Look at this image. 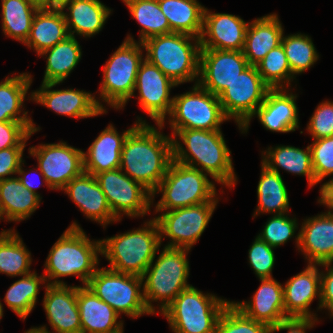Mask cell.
Returning a JSON list of instances; mask_svg holds the SVG:
<instances>
[{"label": "cell", "instance_id": "6da1fadb", "mask_svg": "<svg viewBox=\"0 0 333 333\" xmlns=\"http://www.w3.org/2000/svg\"><path fill=\"white\" fill-rule=\"evenodd\" d=\"M152 125L138 124L125 139L120 169L151 193L158 187L173 160V140Z\"/></svg>", "mask_w": 333, "mask_h": 333}, {"label": "cell", "instance_id": "7a4b0ae2", "mask_svg": "<svg viewBox=\"0 0 333 333\" xmlns=\"http://www.w3.org/2000/svg\"><path fill=\"white\" fill-rule=\"evenodd\" d=\"M222 134L221 130H177L171 135L173 160L196 169L201 166L200 171L211 176L217 183L232 189L237 177L231 151ZM178 140L182 141L186 148Z\"/></svg>", "mask_w": 333, "mask_h": 333}, {"label": "cell", "instance_id": "3957f363", "mask_svg": "<svg viewBox=\"0 0 333 333\" xmlns=\"http://www.w3.org/2000/svg\"><path fill=\"white\" fill-rule=\"evenodd\" d=\"M99 253L101 240L91 241L79 224L73 222L50 249L44 264L46 284L66 285L58 278L74 275L86 285L98 268Z\"/></svg>", "mask_w": 333, "mask_h": 333}, {"label": "cell", "instance_id": "277c9868", "mask_svg": "<svg viewBox=\"0 0 333 333\" xmlns=\"http://www.w3.org/2000/svg\"><path fill=\"white\" fill-rule=\"evenodd\" d=\"M142 44L146 51L144 58L174 83L179 85L195 80V84H198L201 50L199 38L171 32L150 37Z\"/></svg>", "mask_w": 333, "mask_h": 333}, {"label": "cell", "instance_id": "5b68a950", "mask_svg": "<svg viewBox=\"0 0 333 333\" xmlns=\"http://www.w3.org/2000/svg\"><path fill=\"white\" fill-rule=\"evenodd\" d=\"M161 247L160 229L155 218L144 227L101 240V256L109 269L142 277Z\"/></svg>", "mask_w": 333, "mask_h": 333}, {"label": "cell", "instance_id": "8992f818", "mask_svg": "<svg viewBox=\"0 0 333 333\" xmlns=\"http://www.w3.org/2000/svg\"><path fill=\"white\" fill-rule=\"evenodd\" d=\"M189 251V249L163 247L156 262L153 260L144 272L143 296L151 314L157 313L152 302L161 301L158 311L162 313L182 290L191 286L187 282L190 275L187 259Z\"/></svg>", "mask_w": 333, "mask_h": 333}, {"label": "cell", "instance_id": "52a82bcc", "mask_svg": "<svg viewBox=\"0 0 333 333\" xmlns=\"http://www.w3.org/2000/svg\"><path fill=\"white\" fill-rule=\"evenodd\" d=\"M207 176L199 169L172 160L166 175L152 192V204L155 194L162 193L161 199L155 205V212L218 202L216 186Z\"/></svg>", "mask_w": 333, "mask_h": 333}, {"label": "cell", "instance_id": "ba28073f", "mask_svg": "<svg viewBox=\"0 0 333 333\" xmlns=\"http://www.w3.org/2000/svg\"><path fill=\"white\" fill-rule=\"evenodd\" d=\"M231 301L203 293L194 286L182 290L161 313L174 333H215L223 310Z\"/></svg>", "mask_w": 333, "mask_h": 333}, {"label": "cell", "instance_id": "9c48e42d", "mask_svg": "<svg viewBox=\"0 0 333 333\" xmlns=\"http://www.w3.org/2000/svg\"><path fill=\"white\" fill-rule=\"evenodd\" d=\"M142 49L143 44L128 35L103 66L99 98L116 110L122 109L135 96L136 76L144 60Z\"/></svg>", "mask_w": 333, "mask_h": 333}, {"label": "cell", "instance_id": "30bf717a", "mask_svg": "<svg viewBox=\"0 0 333 333\" xmlns=\"http://www.w3.org/2000/svg\"><path fill=\"white\" fill-rule=\"evenodd\" d=\"M86 286L119 315L123 313L137 319L151 314L145 305L140 276L98 267Z\"/></svg>", "mask_w": 333, "mask_h": 333}, {"label": "cell", "instance_id": "8fae6325", "mask_svg": "<svg viewBox=\"0 0 333 333\" xmlns=\"http://www.w3.org/2000/svg\"><path fill=\"white\" fill-rule=\"evenodd\" d=\"M169 124L174 134L177 130H221V124L229 120L223 113L219 97L194 84L192 91L173 97Z\"/></svg>", "mask_w": 333, "mask_h": 333}, {"label": "cell", "instance_id": "7c38bea8", "mask_svg": "<svg viewBox=\"0 0 333 333\" xmlns=\"http://www.w3.org/2000/svg\"><path fill=\"white\" fill-rule=\"evenodd\" d=\"M271 88L250 65L218 96L225 116L247 133L250 121Z\"/></svg>", "mask_w": 333, "mask_h": 333}, {"label": "cell", "instance_id": "4fadbf2b", "mask_svg": "<svg viewBox=\"0 0 333 333\" xmlns=\"http://www.w3.org/2000/svg\"><path fill=\"white\" fill-rule=\"evenodd\" d=\"M218 202H205L171 211H163L155 217L163 236L168 237L165 247L189 249L199 240L206 229Z\"/></svg>", "mask_w": 333, "mask_h": 333}, {"label": "cell", "instance_id": "5bb4252c", "mask_svg": "<svg viewBox=\"0 0 333 333\" xmlns=\"http://www.w3.org/2000/svg\"><path fill=\"white\" fill-rule=\"evenodd\" d=\"M95 177L118 220H121L124 214L140 217L150 212L152 193L120 168L99 173Z\"/></svg>", "mask_w": 333, "mask_h": 333}, {"label": "cell", "instance_id": "9a60e30c", "mask_svg": "<svg viewBox=\"0 0 333 333\" xmlns=\"http://www.w3.org/2000/svg\"><path fill=\"white\" fill-rule=\"evenodd\" d=\"M83 152L62 141L29 148V154L38 160L43 183L51 190H62L84 172Z\"/></svg>", "mask_w": 333, "mask_h": 333}, {"label": "cell", "instance_id": "2e32d148", "mask_svg": "<svg viewBox=\"0 0 333 333\" xmlns=\"http://www.w3.org/2000/svg\"><path fill=\"white\" fill-rule=\"evenodd\" d=\"M175 86L178 85L147 59L144 58L140 63L134 92L138 89L140 107L161 130L167 119L166 115L169 116L172 109L173 97L169 96L171 88Z\"/></svg>", "mask_w": 333, "mask_h": 333}, {"label": "cell", "instance_id": "e0dca14e", "mask_svg": "<svg viewBox=\"0 0 333 333\" xmlns=\"http://www.w3.org/2000/svg\"><path fill=\"white\" fill-rule=\"evenodd\" d=\"M249 66L242 51L201 49L198 84L219 96Z\"/></svg>", "mask_w": 333, "mask_h": 333}, {"label": "cell", "instance_id": "ac0fdd59", "mask_svg": "<svg viewBox=\"0 0 333 333\" xmlns=\"http://www.w3.org/2000/svg\"><path fill=\"white\" fill-rule=\"evenodd\" d=\"M60 82L42 83L39 90L31 92L30 100L36 101L60 115L72 118H88L106 114L100 99L90 92L78 89L51 90Z\"/></svg>", "mask_w": 333, "mask_h": 333}, {"label": "cell", "instance_id": "d6986e66", "mask_svg": "<svg viewBox=\"0 0 333 333\" xmlns=\"http://www.w3.org/2000/svg\"><path fill=\"white\" fill-rule=\"evenodd\" d=\"M43 307L53 333H81L77 305V286L45 285ZM39 333H50L46 326L33 327Z\"/></svg>", "mask_w": 333, "mask_h": 333}, {"label": "cell", "instance_id": "ffe728a7", "mask_svg": "<svg viewBox=\"0 0 333 333\" xmlns=\"http://www.w3.org/2000/svg\"><path fill=\"white\" fill-rule=\"evenodd\" d=\"M250 22L228 13H212L204 9L201 49L242 51Z\"/></svg>", "mask_w": 333, "mask_h": 333}, {"label": "cell", "instance_id": "44dd1931", "mask_svg": "<svg viewBox=\"0 0 333 333\" xmlns=\"http://www.w3.org/2000/svg\"><path fill=\"white\" fill-rule=\"evenodd\" d=\"M295 241L308 264L333 262V213L326 211L305 219Z\"/></svg>", "mask_w": 333, "mask_h": 333}, {"label": "cell", "instance_id": "7402d4cb", "mask_svg": "<svg viewBox=\"0 0 333 333\" xmlns=\"http://www.w3.org/2000/svg\"><path fill=\"white\" fill-rule=\"evenodd\" d=\"M318 264H308L307 267L291 277L283 285L284 307L286 317L317 318L310 311V305L316 297L321 298V273Z\"/></svg>", "mask_w": 333, "mask_h": 333}, {"label": "cell", "instance_id": "603a6c76", "mask_svg": "<svg viewBox=\"0 0 333 333\" xmlns=\"http://www.w3.org/2000/svg\"><path fill=\"white\" fill-rule=\"evenodd\" d=\"M84 215L103 227L118 220L112 213L96 177L83 172L63 189Z\"/></svg>", "mask_w": 333, "mask_h": 333}, {"label": "cell", "instance_id": "cb8c5ba5", "mask_svg": "<svg viewBox=\"0 0 333 333\" xmlns=\"http://www.w3.org/2000/svg\"><path fill=\"white\" fill-rule=\"evenodd\" d=\"M136 123L122 134L112 124H108L83 152L84 172L96 176L99 173L120 168L121 151L128 134L138 125L146 124L142 117L137 118Z\"/></svg>", "mask_w": 333, "mask_h": 333}, {"label": "cell", "instance_id": "d4e9b609", "mask_svg": "<svg viewBox=\"0 0 333 333\" xmlns=\"http://www.w3.org/2000/svg\"><path fill=\"white\" fill-rule=\"evenodd\" d=\"M296 99L297 95L289 93L287 88L270 89L253 117L257 116L266 130L293 132L299 128Z\"/></svg>", "mask_w": 333, "mask_h": 333}, {"label": "cell", "instance_id": "484cf974", "mask_svg": "<svg viewBox=\"0 0 333 333\" xmlns=\"http://www.w3.org/2000/svg\"><path fill=\"white\" fill-rule=\"evenodd\" d=\"M261 285L252 300L231 303L245 316L273 327L285 315L283 285L273 278L260 279Z\"/></svg>", "mask_w": 333, "mask_h": 333}, {"label": "cell", "instance_id": "4316f807", "mask_svg": "<svg viewBox=\"0 0 333 333\" xmlns=\"http://www.w3.org/2000/svg\"><path fill=\"white\" fill-rule=\"evenodd\" d=\"M81 333H118L123 330L119 314L86 285L77 286Z\"/></svg>", "mask_w": 333, "mask_h": 333}, {"label": "cell", "instance_id": "83f0119b", "mask_svg": "<svg viewBox=\"0 0 333 333\" xmlns=\"http://www.w3.org/2000/svg\"><path fill=\"white\" fill-rule=\"evenodd\" d=\"M283 34L284 28L276 13L251 21L242 50L249 65L256 66L270 50L279 46Z\"/></svg>", "mask_w": 333, "mask_h": 333}, {"label": "cell", "instance_id": "f1b7e54d", "mask_svg": "<svg viewBox=\"0 0 333 333\" xmlns=\"http://www.w3.org/2000/svg\"><path fill=\"white\" fill-rule=\"evenodd\" d=\"M31 83V74L28 73L8 76L0 82V122H20L30 132L36 133L40 127H36L28 111L22 110Z\"/></svg>", "mask_w": 333, "mask_h": 333}, {"label": "cell", "instance_id": "f546056e", "mask_svg": "<svg viewBox=\"0 0 333 333\" xmlns=\"http://www.w3.org/2000/svg\"><path fill=\"white\" fill-rule=\"evenodd\" d=\"M67 9L69 12H64ZM100 0H75L62 9L70 36L91 37L98 34L111 14Z\"/></svg>", "mask_w": 333, "mask_h": 333}, {"label": "cell", "instance_id": "4dcf8cb0", "mask_svg": "<svg viewBox=\"0 0 333 333\" xmlns=\"http://www.w3.org/2000/svg\"><path fill=\"white\" fill-rule=\"evenodd\" d=\"M69 35L62 10L38 9L30 34L24 45L36 51L37 55L54 47Z\"/></svg>", "mask_w": 333, "mask_h": 333}, {"label": "cell", "instance_id": "1f68e13d", "mask_svg": "<svg viewBox=\"0 0 333 333\" xmlns=\"http://www.w3.org/2000/svg\"><path fill=\"white\" fill-rule=\"evenodd\" d=\"M41 199L25 188L17 177L0 180V213L6 221L26 220L39 207Z\"/></svg>", "mask_w": 333, "mask_h": 333}, {"label": "cell", "instance_id": "d6a6232c", "mask_svg": "<svg viewBox=\"0 0 333 333\" xmlns=\"http://www.w3.org/2000/svg\"><path fill=\"white\" fill-rule=\"evenodd\" d=\"M262 156V163L270 170L280 173L278 169L281 168L292 174L306 176L310 188L318 184L312 167L309 145L306 149L289 145L269 147L264 153L262 152Z\"/></svg>", "mask_w": 333, "mask_h": 333}, {"label": "cell", "instance_id": "836d02e7", "mask_svg": "<svg viewBox=\"0 0 333 333\" xmlns=\"http://www.w3.org/2000/svg\"><path fill=\"white\" fill-rule=\"evenodd\" d=\"M171 32L185 33L200 38L205 7L197 0H158Z\"/></svg>", "mask_w": 333, "mask_h": 333}, {"label": "cell", "instance_id": "e575fe53", "mask_svg": "<svg viewBox=\"0 0 333 333\" xmlns=\"http://www.w3.org/2000/svg\"><path fill=\"white\" fill-rule=\"evenodd\" d=\"M39 56H47L42 83L64 82L81 60L82 50L75 36H68Z\"/></svg>", "mask_w": 333, "mask_h": 333}, {"label": "cell", "instance_id": "d590c367", "mask_svg": "<svg viewBox=\"0 0 333 333\" xmlns=\"http://www.w3.org/2000/svg\"><path fill=\"white\" fill-rule=\"evenodd\" d=\"M258 206L254 216L261 213L282 215L289 213V198L280 173L261 163V175L257 186Z\"/></svg>", "mask_w": 333, "mask_h": 333}, {"label": "cell", "instance_id": "8d00e7d4", "mask_svg": "<svg viewBox=\"0 0 333 333\" xmlns=\"http://www.w3.org/2000/svg\"><path fill=\"white\" fill-rule=\"evenodd\" d=\"M31 253L15 229L0 233V273L16 277L30 274Z\"/></svg>", "mask_w": 333, "mask_h": 333}, {"label": "cell", "instance_id": "74e56055", "mask_svg": "<svg viewBox=\"0 0 333 333\" xmlns=\"http://www.w3.org/2000/svg\"><path fill=\"white\" fill-rule=\"evenodd\" d=\"M2 31L5 36L25 43L38 11L30 0H2Z\"/></svg>", "mask_w": 333, "mask_h": 333}, {"label": "cell", "instance_id": "f35d334b", "mask_svg": "<svg viewBox=\"0 0 333 333\" xmlns=\"http://www.w3.org/2000/svg\"><path fill=\"white\" fill-rule=\"evenodd\" d=\"M45 283V276L43 274L38 276L36 271H33L9 287L4 301L14 313L25 320L35 308L40 285Z\"/></svg>", "mask_w": 333, "mask_h": 333}, {"label": "cell", "instance_id": "ab89813d", "mask_svg": "<svg viewBox=\"0 0 333 333\" xmlns=\"http://www.w3.org/2000/svg\"><path fill=\"white\" fill-rule=\"evenodd\" d=\"M128 7L131 16L141 25L139 42L170 33L166 16L161 11L158 0H122Z\"/></svg>", "mask_w": 333, "mask_h": 333}, {"label": "cell", "instance_id": "60d3db41", "mask_svg": "<svg viewBox=\"0 0 333 333\" xmlns=\"http://www.w3.org/2000/svg\"><path fill=\"white\" fill-rule=\"evenodd\" d=\"M281 44L294 77L311 68L319 59V54L308 35L297 33L284 36L283 34Z\"/></svg>", "mask_w": 333, "mask_h": 333}, {"label": "cell", "instance_id": "b9f144b4", "mask_svg": "<svg viewBox=\"0 0 333 333\" xmlns=\"http://www.w3.org/2000/svg\"><path fill=\"white\" fill-rule=\"evenodd\" d=\"M256 67L263 81L271 89L287 88L295 79L282 44L270 50Z\"/></svg>", "mask_w": 333, "mask_h": 333}, {"label": "cell", "instance_id": "7bdbcfd3", "mask_svg": "<svg viewBox=\"0 0 333 333\" xmlns=\"http://www.w3.org/2000/svg\"><path fill=\"white\" fill-rule=\"evenodd\" d=\"M215 333H272V327L248 318L230 302L218 319Z\"/></svg>", "mask_w": 333, "mask_h": 333}, {"label": "cell", "instance_id": "ee69618b", "mask_svg": "<svg viewBox=\"0 0 333 333\" xmlns=\"http://www.w3.org/2000/svg\"><path fill=\"white\" fill-rule=\"evenodd\" d=\"M288 215L287 213L282 215L273 214L257 236L273 248L285 244L294 237L296 229H298L296 218H290Z\"/></svg>", "mask_w": 333, "mask_h": 333}, {"label": "cell", "instance_id": "f6af8a7d", "mask_svg": "<svg viewBox=\"0 0 333 333\" xmlns=\"http://www.w3.org/2000/svg\"><path fill=\"white\" fill-rule=\"evenodd\" d=\"M309 146L315 178L320 183L333 175V136L314 140Z\"/></svg>", "mask_w": 333, "mask_h": 333}, {"label": "cell", "instance_id": "bcb514c9", "mask_svg": "<svg viewBox=\"0 0 333 333\" xmlns=\"http://www.w3.org/2000/svg\"><path fill=\"white\" fill-rule=\"evenodd\" d=\"M275 248L256 236L248 250V261L259 279L273 278L272 270L275 264Z\"/></svg>", "mask_w": 333, "mask_h": 333}, {"label": "cell", "instance_id": "7dc6e473", "mask_svg": "<svg viewBox=\"0 0 333 333\" xmlns=\"http://www.w3.org/2000/svg\"><path fill=\"white\" fill-rule=\"evenodd\" d=\"M309 120L306 130L314 140L333 136V101L320 103Z\"/></svg>", "mask_w": 333, "mask_h": 333}, {"label": "cell", "instance_id": "c3c4849f", "mask_svg": "<svg viewBox=\"0 0 333 333\" xmlns=\"http://www.w3.org/2000/svg\"><path fill=\"white\" fill-rule=\"evenodd\" d=\"M20 122H0V150L10 147H25L34 134Z\"/></svg>", "mask_w": 333, "mask_h": 333}, {"label": "cell", "instance_id": "681fc988", "mask_svg": "<svg viewBox=\"0 0 333 333\" xmlns=\"http://www.w3.org/2000/svg\"><path fill=\"white\" fill-rule=\"evenodd\" d=\"M25 147H10L0 150V180L11 178L9 176L18 172L23 160ZM6 176V177H5Z\"/></svg>", "mask_w": 333, "mask_h": 333}, {"label": "cell", "instance_id": "f907efd6", "mask_svg": "<svg viewBox=\"0 0 333 333\" xmlns=\"http://www.w3.org/2000/svg\"><path fill=\"white\" fill-rule=\"evenodd\" d=\"M325 267L321 273V298L320 309H328L329 314L333 317V262L320 264Z\"/></svg>", "mask_w": 333, "mask_h": 333}, {"label": "cell", "instance_id": "816d5d0a", "mask_svg": "<svg viewBox=\"0 0 333 333\" xmlns=\"http://www.w3.org/2000/svg\"><path fill=\"white\" fill-rule=\"evenodd\" d=\"M318 318L287 317L272 327V333L288 330L287 333H306V329L314 327Z\"/></svg>", "mask_w": 333, "mask_h": 333}, {"label": "cell", "instance_id": "f5cc1de1", "mask_svg": "<svg viewBox=\"0 0 333 333\" xmlns=\"http://www.w3.org/2000/svg\"><path fill=\"white\" fill-rule=\"evenodd\" d=\"M320 195L318 203L327 206L328 212L333 213V178L322 184L320 187Z\"/></svg>", "mask_w": 333, "mask_h": 333}, {"label": "cell", "instance_id": "db71d44e", "mask_svg": "<svg viewBox=\"0 0 333 333\" xmlns=\"http://www.w3.org/2000/svg\"><path fill=\"white\" fill-rule=\"evenodd\" d=\"M25 161H23L20 165V168L18 169V172L16 174H18L19 176H17V178L19 179V181L24 185L25 188L29 189L30 191H32L33 193L37 194L40 198V194H38V192H36L37 187H35V182L33 183V181H31V179H29L30 176H28L29 174H27L28 172H25L23 170V164ZM41 186V184H40Z\"/></svg>", "mask_w": 333, "mask_h": 333}, {"label": "cell", "instance_id": "11a10c76", "mask_svg": "<svg viewBox=\"0 0 333 333\" xmlns=\"http://www.w3.org/2000/svg\"><path fill=\"white\" fill-rule=\"evenodd\" d=\"M75 0H51V9L62 10L66 5Z\"/></svg>", "mask_w": 333, "mask_h": 333}, {"label": "cell", "instance_id": "9f6ffc18", "mask_svg": "<svg viewBox=\"0 0 333 333\" xmlns=\"http://www.w3.org/2000/svg\"><path fill=\"white\" fill-rule=\"evenodd\" d=\"M30 2L39 9H51V0H30Z\"/></svg>", "mask_w": 333, "mask_h": 333}, {"label": "cell", "instance_id": "6f0895ef", "mask_svg": "<svg viewBox=\"0 0 333 333\" xmlns=\"http://www.w3.org/2000/svg\"><path fill=\"white\" fill-rule=\"evenodd\" d=\"M2 317H3V305L0 301V320H1Z\"/></svg>", "mask_w": 333, "mask_h": 333}, {"label": "cell", "instance_id": "680465c9", "mask_svg": "<svg viewBox=\"0 0 333 333\" xmlns=\"http://www.w3.org/2000/svg\"><path fill=\"white\" fill-rule=\"evenodd\" d=\"M25 333H39V332H37L36 330L32 329V327H31V329L27 330Z\"/></svg>", "mask_w": 333, "mask_h": 333}]
</instances>
